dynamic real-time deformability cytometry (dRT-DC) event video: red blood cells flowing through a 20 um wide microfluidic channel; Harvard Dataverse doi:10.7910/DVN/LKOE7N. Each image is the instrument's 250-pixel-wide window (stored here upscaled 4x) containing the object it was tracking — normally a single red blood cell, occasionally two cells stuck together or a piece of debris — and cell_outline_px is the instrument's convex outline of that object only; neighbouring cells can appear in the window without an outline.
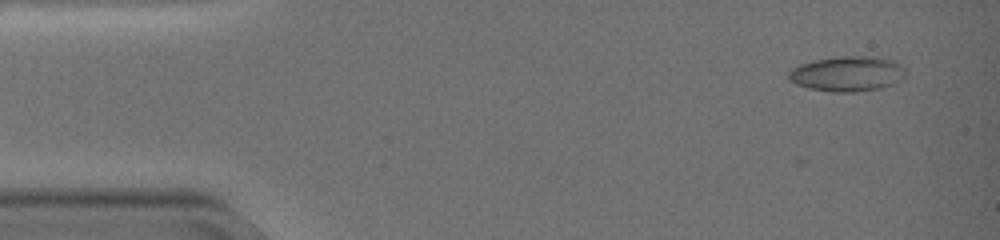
{"species": "common noctule bat (a hibernating species)", "species_latin": "Nyctalus noctula", "temperature_condition": "warm", "stored_images_in_passage": 8, "camera_frame_rate_fps": 3000, "um_per_image_px": 0.085, "animal": {"sex": "female", "body_mass_g": 19.0, "forearm_length_mm": 51.5}, "frame": {"image": 1, "passage_image": 2, "time_ms": 0.333, "image_size_px": [1000, 240], "cell_outline_px": [[904, 80], [880, 88], [856, 92], [832, 92], [808, 88], [796, 84], [788, 80], [788, 72], [792, 68], [800, 64], [816, 60], [840, 56], [876, 56], [892, 60], [900, 64], [904, 68]], "centroid_in_image_um": [72.03, 6.27], "position_along_channel_um": 13.0, "area_um2": 24.1}}
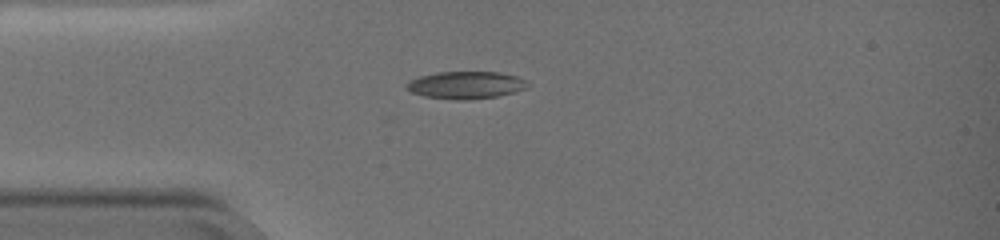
{"frame": {"image": 2, "passage_image": 7, "time_ms": 2.0, "image_size_px": [1000, 240], "cell_outline_px": [[532, 84], [516, 92], [496, 96], [468, 100], [452, 100], [424, 96], [412, 92], [404, 88], [404, 84], [408, 80], [420, 76], [436, 72], [500, 72], [516, 76]], "centroid_in_image_um": [39.55, 7.23], "position_along_channel_um": 45.4, "area_um2": 19.54}}